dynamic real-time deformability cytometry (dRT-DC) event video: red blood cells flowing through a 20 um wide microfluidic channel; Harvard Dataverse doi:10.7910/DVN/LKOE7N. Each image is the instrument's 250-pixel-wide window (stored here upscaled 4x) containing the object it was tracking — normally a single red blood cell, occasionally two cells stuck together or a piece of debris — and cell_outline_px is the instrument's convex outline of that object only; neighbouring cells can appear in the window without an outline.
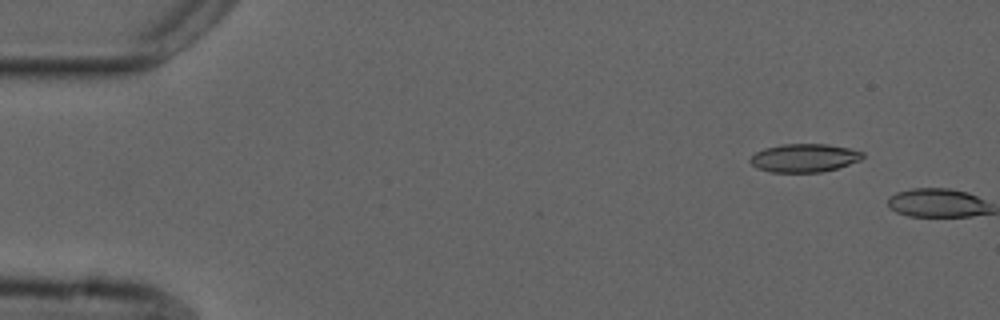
{"species": "common noctule bat (a hibernating species)", "species_latin": "Nyctalus noctula", "temperature_condition": "cold", "stored_images_in_passage": 2, "camera_frame_rate_fps": 3000, "um_per_image_px": 0.085, "animal": {"sex": "male", "forearm_length_mm": 52.5}, "frame": {"image": 1, "passage_image": 1, "time_ms": 0.0, "image_size_px": [1000, 320], "cell_outline_px": [[864, 156], [860, 160], [836, 168], [820, 172], [772, 172], [756, 168], [748, 160], [756, 152], [764, 148], [784, 144], [828, 144], [848, 148], [864, 152]], "centroid_in_image_um": [68.35, 13.42], "position_along_channel_um": 16.7, "area_um2": 18.44}}